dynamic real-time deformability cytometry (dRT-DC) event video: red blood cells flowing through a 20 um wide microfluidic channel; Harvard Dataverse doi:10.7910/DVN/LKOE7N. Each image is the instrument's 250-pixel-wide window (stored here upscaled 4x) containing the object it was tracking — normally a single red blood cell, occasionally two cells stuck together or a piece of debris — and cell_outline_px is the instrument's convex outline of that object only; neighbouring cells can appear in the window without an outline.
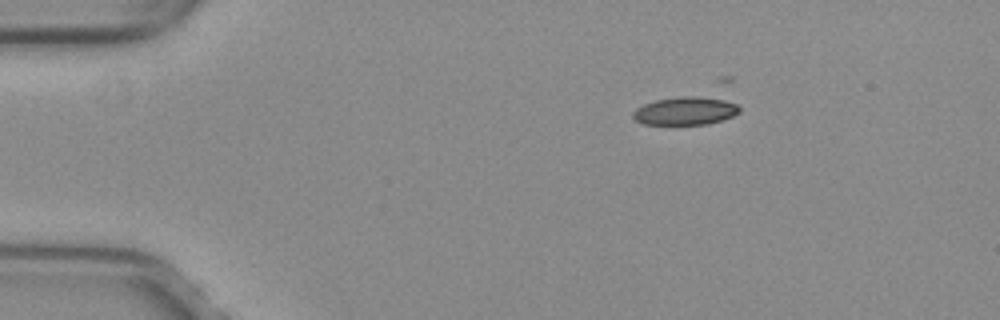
{"species": "common noctule bat (a hibernating species)", "species_latin": "Nyctalus noctula", "temperature_condition": "warm", "stored_images_in_passage": 11, "camera_frame_rate_fps": 3000, "um_per_image_px": 0.085, "animal": {"sex": "female", "body_mass_g": 29.2, "forearm_length_mm": 56.3}, "frame": {"image": 1, "passage_image": 1, "time_ms": 0.0, "image_size_px": [1000, 320], "cell_outline_px": [[740, 112], [732, 116], [708, 124], [644, 124], [636, 120], [632, 116], [632, 112], [636, 108], [644, 104], [656, 100], [680, 96], [716, 96], [736, 104], [740, 108]], "centroid_in_image_um": [58.28, 9.4], "position_along_channel_um": 26.7, "area_um2": 17.57}}
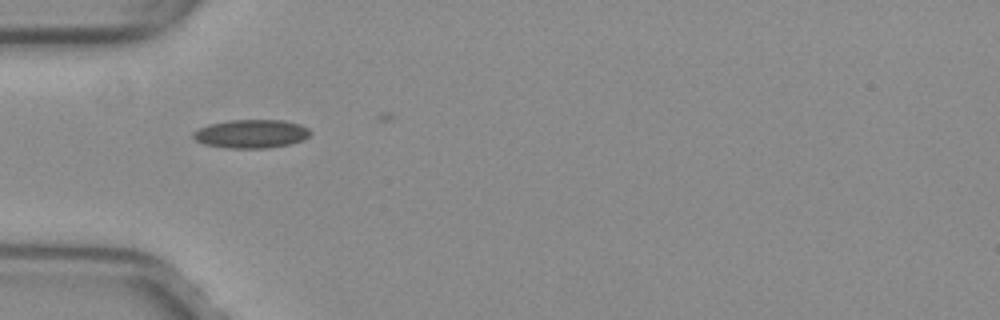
{"frame": {"image": 2, "passage_image": 9, "time_ms": 2.667, "image_size_px": [1000, 320], "cell_outline_px": [[312, 132], [304, 140], [288, 144], [268, 148], [228, 148], [204, 144], [196, 140], [192, 136], [192, 132], [208, 124], [228, 120], [284, 120], [300, 124], [308, 128]], "centroid_in_image_um": [21.36, 11.37], "position_along_channel_um": 63.6, "area_um2": 19.54}}